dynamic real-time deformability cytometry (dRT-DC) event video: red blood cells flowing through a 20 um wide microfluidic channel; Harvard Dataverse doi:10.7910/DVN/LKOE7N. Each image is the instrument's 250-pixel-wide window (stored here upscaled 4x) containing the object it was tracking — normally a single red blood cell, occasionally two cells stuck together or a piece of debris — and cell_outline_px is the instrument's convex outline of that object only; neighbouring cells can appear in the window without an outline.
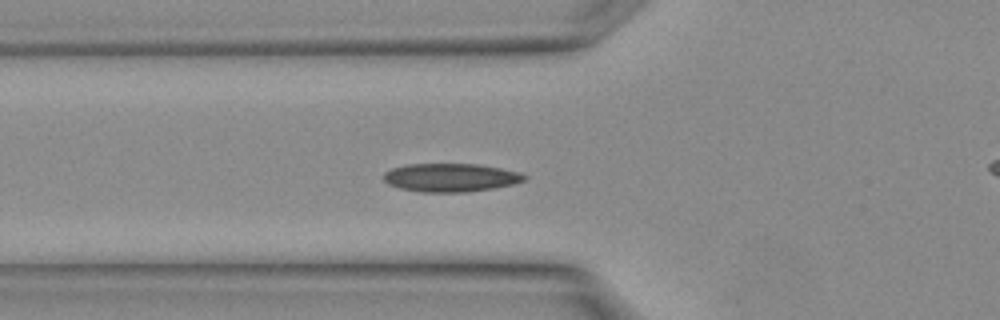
{"species": "Egyptian fruit bat (a non-hibernating species)", "species_latin": "Rousettus aegyptiacus", "temperature_condition": "warm", "stored_images_in_passage": 12, "camera_frame_rate_fps": 3000, "um_per_image_px": 0.085, "animal": {"sex": "female"}, "frame": {"image": 1, "passage_image": 4, "time_ms": 1.0, "image_size_px": [1000, 320], "cell_outline_px": [[528, 176], [524, 180], [512, 184], [492, 188], [464, 192], [424, 192], [400, 188], [388, 184], [384, 180], [384, 172], [392, 168], [404, 164], [476, 164], [500, 168], [520, 172]], "centroid_in_image_um": [38.28, 15.08], "position_along_channel_um": 87.5, "area_um2": 23.12}}
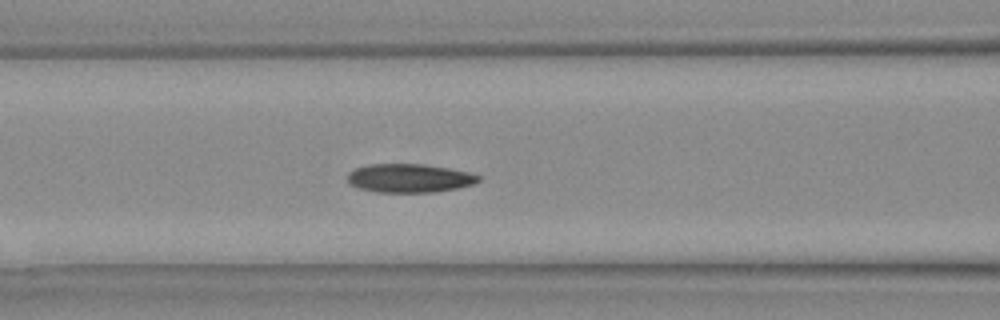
{"frame": {"image": 2, "passage_image": 6, "time_ms": 1.667, "image_size_px": [1000, 320], "cell_outline_px": [[480, 180], [472, 184], [460, 188], [436, 192], [376, 192], [360, 188], [352, 184], [348, 180], [348, 172], [352, 168], [368, 164], [424, 164], [448, 168], [468, 172], [480, 176]], "centroid_in_image_um": [34.79, 15.14], "position_along_channel_um": 131.8, "area_um2": 21.91}}